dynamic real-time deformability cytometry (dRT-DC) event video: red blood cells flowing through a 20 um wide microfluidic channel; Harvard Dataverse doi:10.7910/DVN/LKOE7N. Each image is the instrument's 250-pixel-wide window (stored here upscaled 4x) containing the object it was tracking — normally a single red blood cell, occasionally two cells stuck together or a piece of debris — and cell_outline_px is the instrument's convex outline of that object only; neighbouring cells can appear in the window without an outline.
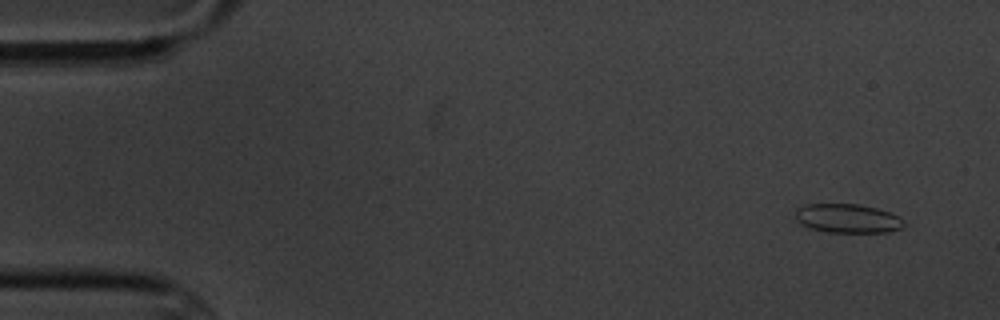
{"species": "common noctule bat (a hibernating species)", "species_latin": "Nyctalus noctula", "temperature_condition": "cold", "stored_images_in_passage": 10, "camera_frame_rate_fps": 3000, "um_per_image_px": 0.085, "animal": {"sex": "male", "body_mass_g": 20.1, "forearm_length_mm": 53.5}, "frame": {"image": 1, "passage_image": 1, "time_ms": 0.0, "image_size_px": [1000, 320], "cell_outline_px": [[904, 224], [900, 228], [888, 232], [828, 232], [812, 228], [800, 224], [796, 220], [796, 208], [804, 204], [860, 204], [892, 212], [900, 216], [904, 220]], "centroid_in_image_um": [72.06, 18.55], "position_along_channel_um": 12.9, "area_um2": 18.44}}
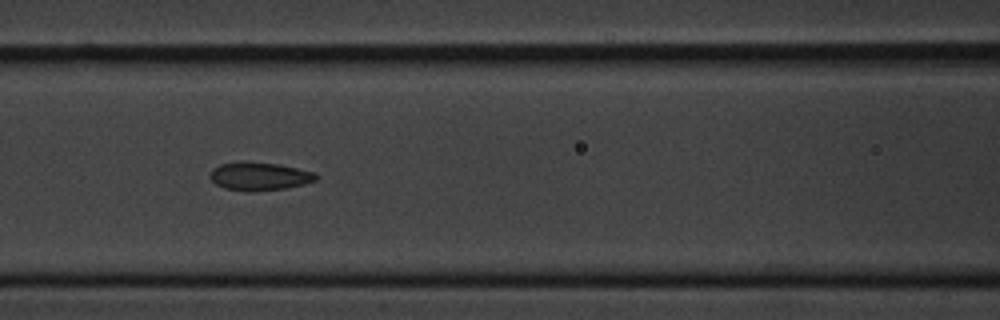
{"frame": {"image": 2, "passage_image": 7, "time_ms": 7.0, "image_size_px": [1000, 320], "cell_outline_px": [[316, 180], [304, 184], [284, 188], [224, 188], [216, 184], [208, 176], [212, 168], [220, 164], [240, 160], [244, 160], [276, 164], [296, 168], [312, 172], [316, 176]], "centroid_in_image_um": [21.98, 14.91], "position_along_channel_um": 144.6, "area_um2": 16.59}}
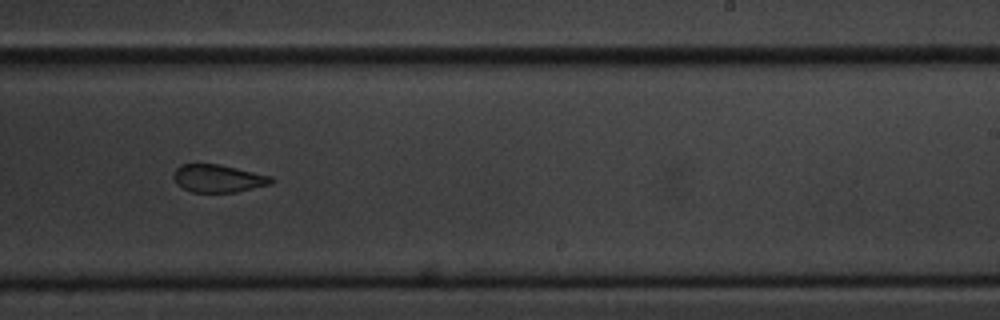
{"frame": {"image": 3, "passage_image": 10, "time_ms": 10.667, "image_size_px": [1000, 320], "cell_outline_px": [[272, 184], [236, 192], [192, 192], [176, 184], [172, 176], [176, 168], [180, 164], [220, 164], [272, 176]], "centroid_in_image_um": [18.53, 15.16], "position_along_channel_um": 270.5, "area_um2": 15.84}}